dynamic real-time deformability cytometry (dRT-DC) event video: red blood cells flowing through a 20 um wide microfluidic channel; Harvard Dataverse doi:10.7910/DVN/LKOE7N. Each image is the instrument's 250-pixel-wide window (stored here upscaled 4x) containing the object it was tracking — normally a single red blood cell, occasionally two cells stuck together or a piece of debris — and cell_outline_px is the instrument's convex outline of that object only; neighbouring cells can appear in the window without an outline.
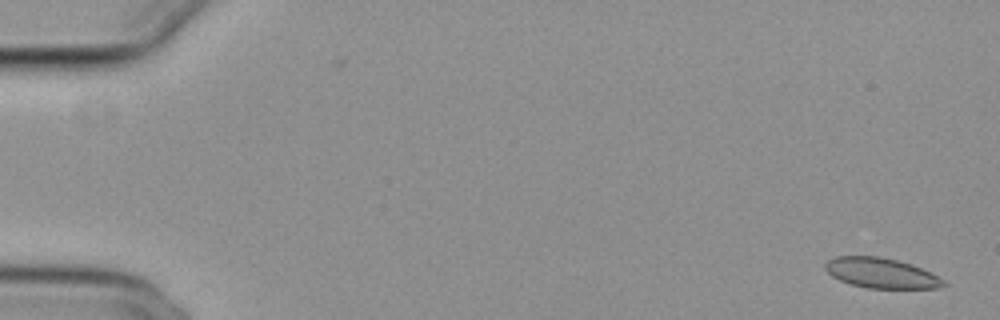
{"species": "common noctule bat (a hibernating species)", "species_latin": "Nyctalus noctula", "temperature_condition": "cold", "stored_images_in_passage": 12, "camera_frame_rate_fps": 3000, "um_per_image_px": 0.085, "animal": {"sex": "female", "body_mass_g": 29.2, "forearm_length_mm": 56.3}, "frame": {"image": 1, "passage_image": 1, "time_ms": 0.0, "image_size_px": [1000, 320], "cell_outline_px": [[948, 284], [940, 288], [868, 288], [852, 284], [840, 280], [832, 276], [824, 268], [824, 264], [828, 260], [836, 256], [880, 256], [912, 264], [944, 280]], "centroid_in_image_um": [74.88, 23.2], "position_along_channel_um": 10.1, "area_um2": 20.63}}